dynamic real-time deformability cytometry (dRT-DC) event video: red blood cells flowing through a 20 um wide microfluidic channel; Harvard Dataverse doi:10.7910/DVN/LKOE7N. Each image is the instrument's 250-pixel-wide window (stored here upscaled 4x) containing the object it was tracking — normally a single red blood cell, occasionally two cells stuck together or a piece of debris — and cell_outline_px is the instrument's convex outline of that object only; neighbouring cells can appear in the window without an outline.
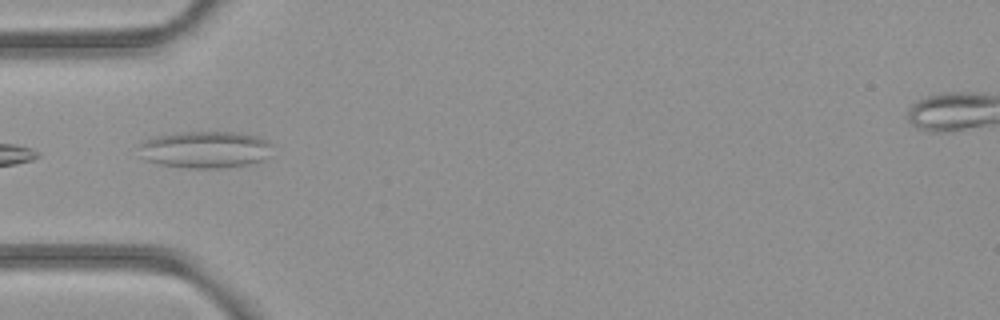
{"species": "common noctule bat (a hibernating species)", "species_latin": "Nyctalus noctula", "temperature_condition": "room temperature", "stored_images_in_passage": 36, "segment_of_instrument_passage": [1, 2], "camera_frame_rate_fps": 3000, "um_per_image_px": 0.085, "animal": {"sex": "female", "body_mass_g": 21.9}, "frame": {"image": 1, "passage_image": 1, "time_ms": 0.0, "image_size_px": [1000, 320], "cell_outline_px": [[272, 144], [268, 156], [260, 160], [248, 164], [224, 168], [188, 168], [160, 164], [144, 160], [140, 156], [140, 144], [144, 140], [156, 136], [184, 132], [232, 132], [260, 136]], "centroid_in_image_um": [17.42, 12.71], "position_along_channel_um": 67.6, "area_um2": 28.67}}
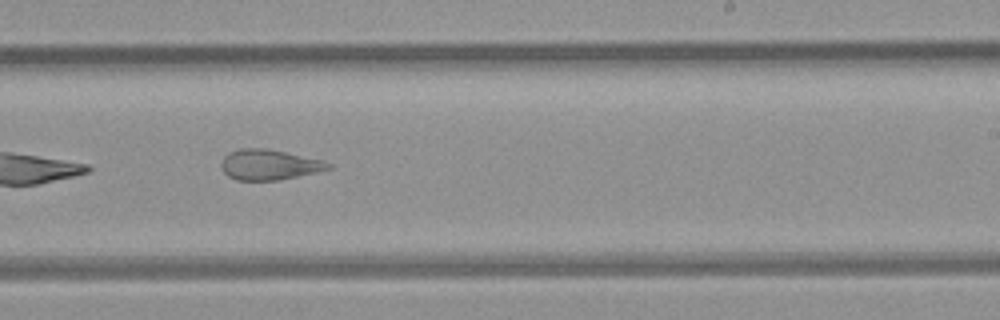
{"frame": {"image": 2, "passage_image": 16, "time_ms": 5.0, "image_size_px": [1000, 320], "cell_outline_px": [[332, 168], [316, 172], [280, 180], [236, 180], [228, 176], [220, 168], [220, 164], [224, 156], [228, 152], [236, 148], [264, 148], [324, 160], [332, 164]], "centroid_in_image_um": [22.85, 13.99], "position_along_channel_um": 266.2, "area_um2": 19.07}}